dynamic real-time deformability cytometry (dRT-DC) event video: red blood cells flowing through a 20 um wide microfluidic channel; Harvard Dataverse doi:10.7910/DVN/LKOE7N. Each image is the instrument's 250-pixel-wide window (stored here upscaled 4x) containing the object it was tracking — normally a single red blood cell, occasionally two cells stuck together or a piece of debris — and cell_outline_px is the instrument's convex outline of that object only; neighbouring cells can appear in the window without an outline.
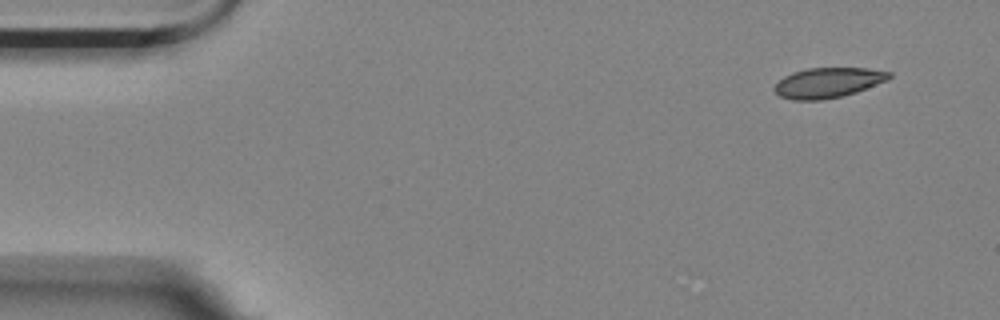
{"species": "Egyptian fruit bat (a non-hibernating species)", "species_latin": "Rousettus aegyptiacus", "temperature_condition": "room temperature", "stored_images_in_passage": 6, "camera_frame_rate_fps": 3000, "um_per_image_px": 0.085, "animal": {"sex": "female"}, "frame": {"image": 1, "passage_image": 1, "time_ms": 0.0, "image_size_px": [1000, 320], "cell_outline_px": [[892, 76], [888, 80], [856, 92], [844, 96], [824, 100], [792, 100], [780, 96], [772, 88], [784, 76], [792, 72], [808, 68], [868, 68], [892, 72]], "centroid_in_image_um": [70.39, 7.03], "position_along_channel_um": 14.6, "area_um2": 20.29}}
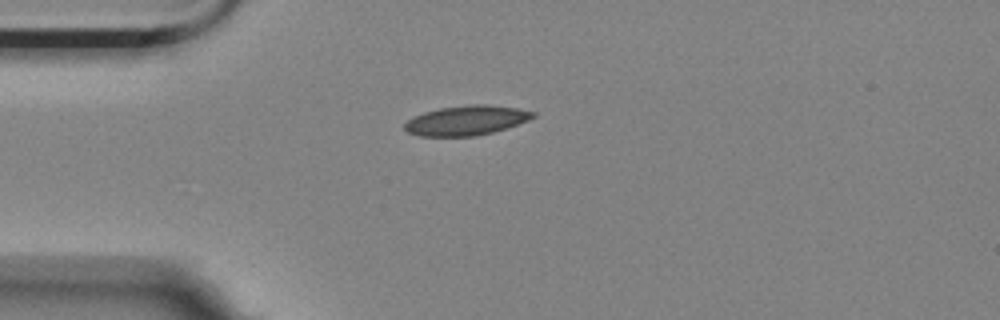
{"frame": {"image": 2, "passage_image": 4, "time_ms": 1.0, "image_size_px": [1000, 320], "cell_outline_px": [[536, 116], [528, 120], [492, 132], [476, 136], [420, 136], [408, 132], [404, 128], [404, 124], [408, 120], [424, 112], [440, 108], [472, 104], [488, 104], [520, 108], [536, 112]], "centroid_in_image_um": [39.66, 10.22], "position_along_channel_um": 45.3, "area_um2": 22.08}}
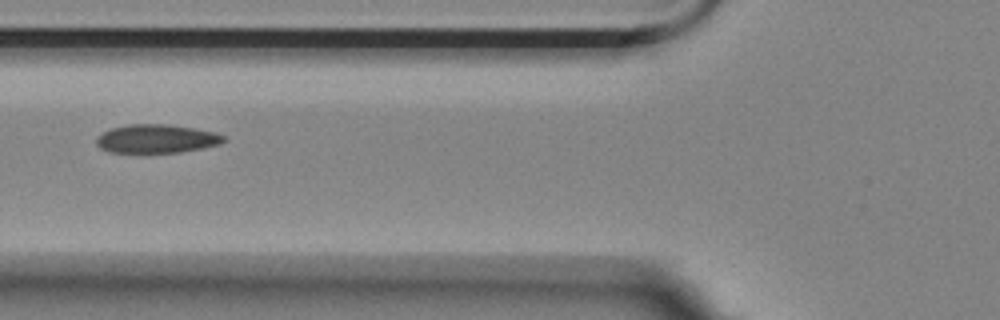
{"frame": {"image": 3, "passage_image": 6, "time_ms": 1.667, "image_size_px": [1000, 320], "cell_outline_px": [[228, 140], [220, 144], [180, 152], [112, 152], [100, 148], [96, 144], [96, 136], [112, 128], [128, 124], [168, 124], [216, 132], [224, 136]], "centroid_in_image_um": [13.31, 11.78], "position_along_channel_um": 112.5, "area_um2": 21.1}}